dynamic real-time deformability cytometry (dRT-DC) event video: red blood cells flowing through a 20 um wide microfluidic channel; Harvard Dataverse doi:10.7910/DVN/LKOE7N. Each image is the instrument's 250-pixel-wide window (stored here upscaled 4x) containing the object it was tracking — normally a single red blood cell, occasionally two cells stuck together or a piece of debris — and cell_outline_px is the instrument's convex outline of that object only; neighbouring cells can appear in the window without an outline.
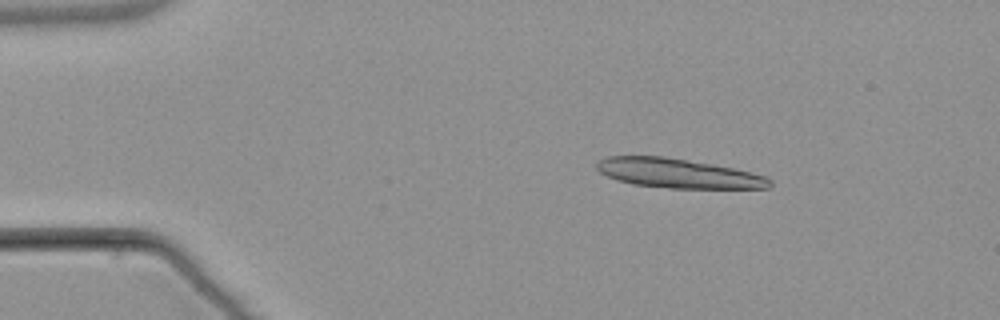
{"species": "common noctule bat (a hibernating species)", "species_latin": "Nyctalus noctula", "temperature_condition": "warm", "stored_images_in_passage": 5, "camera_frame_rate_fps": 3000, "um_per_image_px": 0.085, "animal": {"sex": "male", "body_mass_g": 21.5, "forearm_length_mm": 52.0}, "frame": {"image": 1, "passage_image": 2, "time_ms": 1.333, "image_size_px": [1000, 320], "cell_outline_px": [[772, 184], [768, 188], [668, 188], [632, 184], [616, 180], [600, 172], [596, 168], [596, 160], [604, 156], [664, 156], [712, 164], [732, 168], [768, 176], [772, 180]], "centroid_in_image_um": [57.6, 14.73], "position_along_channel_um": 27.4, "area_um2": 29.77}}